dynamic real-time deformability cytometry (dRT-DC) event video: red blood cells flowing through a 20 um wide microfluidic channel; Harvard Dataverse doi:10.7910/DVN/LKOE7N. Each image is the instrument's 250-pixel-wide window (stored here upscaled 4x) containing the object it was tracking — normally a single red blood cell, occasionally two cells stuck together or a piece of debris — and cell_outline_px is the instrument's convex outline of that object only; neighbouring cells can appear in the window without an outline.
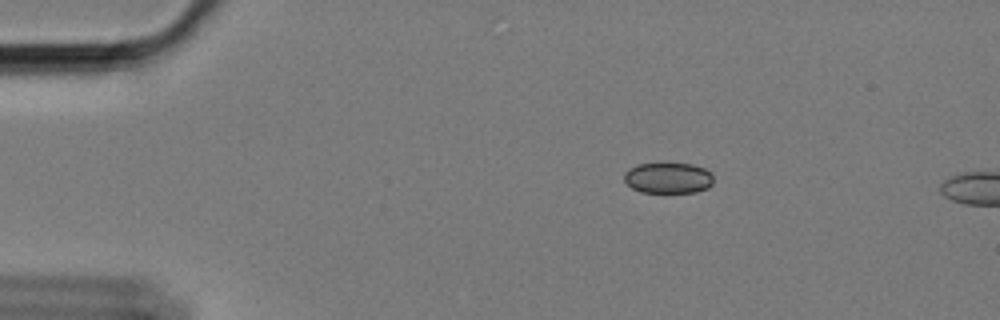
{"species": "Egyptian fruit bat (a non-hibernating species)", "species_latin": "Rousettus aegyptiacus", "temperature_condition": "cold", "stored_images_in_passage": 15, "camera_frame_rate_fps": 3000, "um_per_image_px": 0.085, "animal": {"sex": "female"}, "frame": {"image": 1, "passage_image": 11, "time_ms": 3.333, "image_size_px": [1000, 320], "cell_outline_px": [[712, 184], [708, 188], [696, 192], [640, 192], [632, 188], [624, 180], [624, 172], [628, 168], [636, 164], [660, 160], [664, 160], [692, 164], [704, 168], [712, 172]], "centroid_in_image_um": [56.77, 15.06], "position_along_channel_um": 28.2, "area_um2": 16.94}}